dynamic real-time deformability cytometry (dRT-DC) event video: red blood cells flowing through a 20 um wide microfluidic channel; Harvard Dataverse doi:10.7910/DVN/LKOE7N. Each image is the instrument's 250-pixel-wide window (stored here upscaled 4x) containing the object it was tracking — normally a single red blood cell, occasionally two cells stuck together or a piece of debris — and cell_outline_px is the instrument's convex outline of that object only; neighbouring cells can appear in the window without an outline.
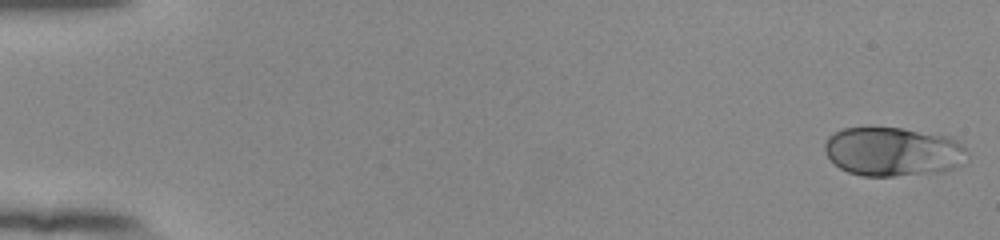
{"species": "human", "species_latin": "Homo sapiens", "temperature_condition": "room temperature", "stored_images_in_passage": 53, "camera_frame_rate_fps": 3000, "um_per_image_px": 0.085, "donor": {"sex": "female"}, "frame": {"image": 1, "passage_image": 1, "time_ms": 0.0, "image_size_px": [1000, 240], "cell_outline_px": [[968, 160], [964, 164], [956, 168], [944, 172], [892, 176], [860, 176], [848, 172], [840, 168], [828, 156], [824, 148], [824, 144], [828, 136], [844, 128], [900, 128], [948, 136], [956, 140], [964, 148]], "centroid_in_image_um": [75.94, 12.91], "position_along_channel_um": 9.1, "area_um2": 40.81}}
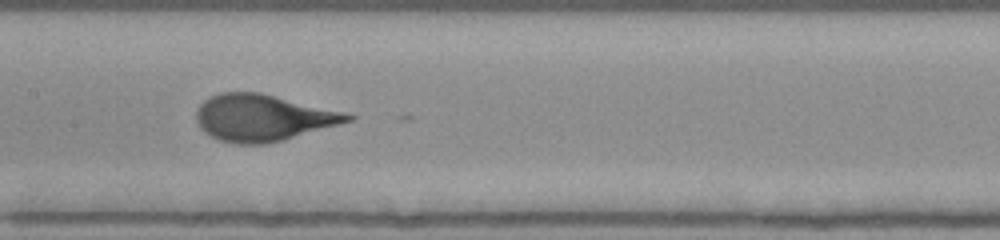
{"frame": {"image": 2, "passage_image": 28, "time_ms": 9.0, "image_size_px": [1000, 240], "cell_outline_px": [[356, 116], [352, 120], [340, 124], [280, 140], [264, 144], [236, 144], [220, 140], [204, 132], [200, 128], [196, 120], [196, 112], [200, 104], [204, 100], [220, 92], [260, 92], [344, 112]], "centroid_in_image_um": [22.31, 10.0], "position_along_channel_um": 185.1, "area_um2": 40.69}}
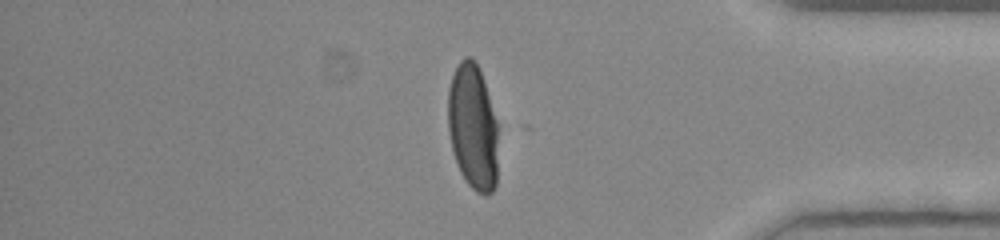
{"frame": {"image": 3, "passage_image": 46, "time_ms": 15.0, "image_size_px": [1000, 240], "cell_outline_px": [[496, 184], [492, 192], [484, 196], [476, 192], [468, 184], [460, 172], [452, 148], [448, 132], [448, 88], [452, 76], [460, 60], [464, 56], [472, 56], [476, 60], [496, 120]], "centroid_in_image_um": [40.16, 10.79], "position_along_channel_um": 395.0, "area_um2": 36.41}}